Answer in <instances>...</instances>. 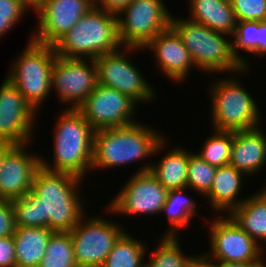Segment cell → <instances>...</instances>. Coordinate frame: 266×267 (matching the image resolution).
Returning a JSON list of instances; mask_svg holds the SVG:
<instances>
[{
	"instance_id": "6da1fadb",
	"label": "cell",
	"mask_w": 266,
	"mask_h": 267,
	"mask_svg": "<svg viewBox=\"0 0 266 267\" xmlns=\"http://www.w3.org/2000/svg\"><path fill=\"white\" fill-rule=\"evenodd\" d=\"M165 137L135 122L94 132L91 170L113 168L142 160L164 150Z\"/></svg>"
},
{
	"instance_id": "d6986e66",
	"label": "cell",
	"mask_w": 266,
	"mask_h": 267,
	"mask_svg": "<svg viewBox=\"0 0 266 267\" xmlns=\"http://www.w3.org/2000/svg\"><path fill=\"white\" fill-rule=\"evenodd\" d=\"M260 126L233 132L229 164L247 175L258 173L266 163V133Z\"/></svg>"
},
{
	"instance_id": "8992f818",
	"label": "cell",
	"mask_w": 266,
	"mask_h": 267,
	"mask_svg": "<svg viewBox=\"0 0 266 267\" xmlns=\"http://www.w3.org/2000/svg\"><path fill=\"white\" fill-rule=\"evenodd\" d=\"M26 46L21 56L14 60L6 78L37 112L51 92V72L57 54L53 45L42 44L32 38Z\"/></svg>"
},
{
	"instance_id": "603a6c76",
	"label": "cell",
	"mask_w": 266,
	"mask_h": 267,
	"mask_svg": "<svg viewBox=\"0 0 266 267\" xmlns=\"http://www.w3.org/2000/svg\"><path fill=\"white\" fill-rule=\"evenodd\" d=\"M52 230L47 227H16V267H38L45 255Z\"/></svg>"
},
{
	"instance_id": "ac0fdd59",
	"label": "cell",
	"mask_w": 266,
	"mask_h": 267,
	"mask_svg": "<svg viewBox=\"0 0 266 267\" xmlns=\"http://www.w3.org/2000/svg\"><path fill=\"white\" fill-rule=\"evenodd\" d=\"M147 48H152L159 70L173 82L184 81L191 67H196L189 51L171 27L160 32L143 49Z\"/></svg>"
},
{
	"instance_id": "ab89813d",
	"label": "cell",
	"mask_w": 266,
	"mask_h": 267,
	"mask_svg": "<svg viewBox=\"0 0 266 267\" xmlns=\"http://www.w3.org/2000/svg\"><path fill=\"white\" fill-rule=\"evenodd\" d=\"M18 1L25 9L29 10L28 8H33L32 10L35 13L40 9L42 6L43 0H16Z\"/></svg>"
},
{
	"instance_id": "30bf717a",
	"label": "cell",
	"mask_w": 266,
	"mask_h": 267,
	"mask_svg": "<svg viewBox=\"0 0 266 267\" xmlns=\"http://www.w3.org/2000/svg\"><path fill=\"white\" fill-rule=\"evenodd\" d=\"M210 224L209 253H203L213 261L245 263L253 267H265L261 258L265 249L261 248L240 226L228 215L216 217ZM263 250V251H262Z\"/></svg>"
},
{
	"instance_id": "52a82bcc",
	"label": "cell",
	"mask_w": 266,
	"mask_h": 267,
	"mask_svg": "<svg viewBox=\"0 0 266 267\" xmlns=\"http://www.w3.org/2000/svg\"><path fill=\"white\" fill-rule=\"evenodd\" d=\"M237 78L216 80L211 88L213 130L242 131L257 128L261 121L256 101Z\"/></svg>"
},
{
	"instance_id": "d590c367",
	"label": "cell",
	"mask_w": 266,
	"mask_h": 267,
	"mask_svg": "<svg viewBox=\"0 0 266 267\" xmlns=\"http://www.w3.org/2000/svg\"><path fill=\"white\" fill-rule=\"evenodd\" d=\"M13 236L0 237V267H16Z\"/></svg>"
},
{
	"instance_id": "f35d334b",
	"label": "cell",
	"mask_w": 266,
	"mask_h": 267,
	"mask_svg": "<svg viewBox=\"0 0 266 267\" xmlns=\"http://www.w3.org/2000/svg\"><path fill=\"white\" fill-rule=\"evenodd\" d=\"M188 267H216L213 260H210L205 255H195L192 261L189 263Z\"/></svg>"
},
{
	"instance_id": "8fae6325",
	"label": "cell",
	"mask_w": 266,
	"mask_h": 267,
	"mask_svg": "<svg viewBox=\"0 0 266 267\" xmlns=\"http://www.w3.org/2000/svg\"><path fill=\"white\" fill-rule=\"evenodd\" d=\"M84 215L70 231L77 267H101L114 243L125 232L118 223Z\"/></svg>"
},
{
	"instance_id": "4fadbf2b",
	"label": "cell",
	"mask_w": 266,
	"mask_h": 267,
	"mask_svg": "<svg viewBox=\"0 0 266 267\" xmlns=\"http://www.w3.org/2000/svg\"><path fill=\"white\" fill-rule=\"evenodd\" d=\"M98 84L94 59L64 58L57 56L52 66L51 89L57 91L67 109H77ZM71 104V105H70Z\"/></svg>"
},
{
	"instance_id": "9a60e30c",
	"label": "cell",
	"mask_w": 266,
	"mask_h": 267,
	"mask_svg": "<svg viewBox=\"0 0 266 267\" xmlns=\"http://www.w3.org/2000/svg\"><path fill=\"white\" fill-rule=\"evenodd\" d=\"M37 113L17 87L5 78L0 86V142L14 145L31 142Z\"/></svg>"
},
{
	"instance_id": "5b68a950",
	"label": "cell",
	"mask_w": 266,
	"mask_h": 267,
	"mask_svg": "<svg viewBox=\"0 0 266 267\" xmlns=\"http://www.w3.org/2000/svg\"><path fill=\"white\" fill-rule=\"evenodd\" d=\"M177 18L171 17L170 27L189 51L196 68L209 74L233 72L235 75L248 71L235 58L231 41L224 37L227 34L213 31L190 19Z\"/></svg>"
},
{
	"instance_id": "9c48e42d",
	"label": "cell",
	"mask_w": 266,
	"mask_h": 267,
	"mask_svg": "<svg viewBox=\"0 0 266 267\" xmlns=\"http://www.w3.org/2000/svg\"><path fill=\"white\" fill-rule=\"evenodd\" d=\"M120 50L101 55L95 59L98 84L128 95L137 104L151 102L156 96L154 88L127 57V53L130 54L132 51L134 53L137 50L143 51V49L121 47Z\"/></svg>"
},
{
	"instance_id": "484cf974",
	"label": "cell",
	"mask_w": 266,
	"mask_h": 267,
	"mask_svg": "<svg viewBox=\"0 0 266 267\" xmlns=\"http://www.w3.org/2000/svg\"><path fill=\"white\" fill-rule=\"evenodd\" d=\"M187 188L170 190L161 213L167 214L171 227L164 235L177 236L179 229L186 227L195 216L196 205L192 198L183 195ZM178 230V231H177Z\"/></svg>"
},
{
	"instance_id": "d4e9b609",
	"label": "cell",
	"mask_w": 266,
	"mask_h": 267,
	"mask_svg": "<svg viewBox=\"0 0 266 267\" xmlns=\"http://www.w3.org/2000/svg\"><path fill=\"white\" fill-rule=\"evenodd\" d=\"M145 244L124 232L114 243L101 267H145L143 260L148 250Z\"/></svg>"
},
{
	"instance_id": "4316f807",
	"label": "cell",
	"mask_w": 266,
	"mask_h": 267,
	"mask_svg": "<svg viewBox=\"0 0 266 267\" xmlns=\"http://www.w3.org/2000/svg\"><path fill=\"white\" fill-rule=\"evenodd\" d=\"M38 267H77L70 232H52Z\"/></svg>"
},
{
	"instance_id": "60d3db41",
	"label": "cell",
	"mask_w": 266,
	"mask_h": 267,
	"mask_svg": "<svg viewBox=\"0 0 266 267\" xmlns=\"http://www.w3.org/2000/svg\"><path fill=\"white\" fill-rule=\"evenodd\" d=\"M14 146L12 143L0 142V169L4 162V157L6 153Z\"/></svg>"
},
{
	"instance_id": "ba28073f",
	"label": "cell",
	"mask_w": 266,
	"mask_h": 267,
	"mask_svg": "<svg viewBox=\"0 0 266 267\" xmlns=\"http://www.w3.org/2000/svg\"><path fill=\"white\" fill-rule=\"evenodd\" d=\"M168 10L163 0H132L117 14L122 47L143 49L160 32L168 29L172 17Z\"/></svg>"
},
{
	"instance_id": "e0dca14e",
	"label": "cell",
	"mask_w": 266,
	"mask_h": 267,
	"mask_svg": "<svg viewBox=\"0 0 266 267\" xmlns=\"http://www.w3.org/2000/svg\"><path fill=\"white\" fill-rule=\"evenodd\" d=\"M29 144L14 145L6 153L0 169V199L21 198L31 191L41 157L26 152Z\"/></svg>"
},
{
	"instance_id": "7402d4cb",
	"label": "cell",
	"mask_w": 266,
	"mask_h": 267,
	"mask_svg": "<svg viewBox=\"0 0 266 267\" xmlns=\"http://www.w3.org/2000/svg\"><path fill=\"white\" fill-rule=\"evenodd\" d=\"M189 4L188 19L227 37L233 35L237 21L230 0H190Z\"/></svg>"
},
{
	"instance_id": "277c9868",
	"label": "cell",
	"mask_w": 266,
	"mask_h": 267,
	"mask_svg": "<svg viewBox=\"0 0 266 267\" xmlns=\"http://www.w3.org/2000/svg\"><path fill=\"white\" fill-rule=\"evenodd\" d=\"M57 56L96 59L119 50L117 14L93 7L54 45Z\"/></svg>"
},
{
	"instance_id": "ffe728a7",
	"label": "cell",
	"mask_w": 266,
	"mask_h": 267,
	"mask_svg": "<svg viewBox=\"0 0 266 267\" xmlns=\"http://www.w3.org/2000/svg\"><path fill=\"white\" fill-rule=\"evenodd\" d=\"M192 152L182 147L168 151L160 162L147 164L140 167L137 173L150 171L152 175L168 190L187 188V171L189 156Z\"/></svg>"
},
{
	"instance_id": "e575fe53",
	"label": "cell",
	"mask_w": 266,
	"mask_h": 267,
	"mask_svg": "<svg viewBox=\"0 0 266 267\" xmlns=\"http://www.w3.org/2000/svg\"><path fill=\"white\" fill-rule=\"evenodd\" d=\"M16 229L12 200L0 199V237H11Z\"/></svg>"
},
{
	"instance_id": "b9f144b4",
	"label": "cell",
	"mask_w": 266,
	"mask_h": 267,
	"mask_svg": "<svg viewBox=\"0 0 266 267\" xmlns=\"http://www.w3.org/2000/svg\"><path fill=\"white\" fill-rule=\"evenodd\" d=\"M216 267H253L252 265L245 263H235V262H223V261H213Z\"/></svg>"
},
{
	"instance_id": "74e56055",
	"label": "cell",
	"mask_w": 266,
	"mask_h": 267,
	"mask_svg": "<svg viewBox=\"0 0 266 267\" xmlns=\"http://www.w3.org/2000/svg\"><path fill=\"white\" fill-rule=\"evenodd\" d=\"M257 57L266 55V20L259 21V30L257 31Z\"/></svg>"
},
{
	"instance_id": "7c38bea8",
	"label": "cell",
	"mask_w": 266,
	"mask_h": 267,
	"mask_svg": "<svg viewBox=\"0 0 266 267\" xmlns=\"http://www.w3.org/2000/svg\"><path fill=\"white\" fill-rule=\"evenodd\" d=\"M136 105L138 104L128 95L97 84L77 110L94 131H98L135 123Z\"/></svg>"
},
{
	"instance_id": "8d00e7d4",
	"label": "cell",
	"mask_w": 266,
	"mask_h": 267,
	"mask_svg": "<svg viewBox=\"0 0 266 267\" xmlns=\"http://www.w3.org/2000/svg\"><path fill=\"white\" fill-rule=\"evenodd\" d=\"M132 0H94V6L107 12L118 14Z\"/></svg>"
},
{
	"instance_id": "2e32d148",
	"label": "cell",
	"mask_w": 266,
	"mask_h": 267,
	"mask_svg": "<svg viewBox=\"0 0 266 267\" xmlns=\"http://www.w3.org/2000/svg\"><path fill=\"white\" fill-rule=\"evenodd\" d=\"M93 7L94 0H43L36 12L39 27L31 38L42 44L54 45Z\"/></svg>"
},
{
	"instance_id": "836d02e7",
	"label": "cell",
	"mask_w": 266,
	"mask_h": 267,
	"mask_svg": "<svg viewBox=\"0 0 266 267\" xmlns=\"http://www.w3.org/2000/svg\"><path fill=\"white\" fill-rule=\"evenodd\" d=\"M26 9L16 0H0V38L18 21Z\"/></svg>"
},
{
	"instance_id": "d6a6232c",
	"label": "cell",
	"mask_w": 266,
	"mask_h": 267,
	"mask_svg": "<svg viewBox=\"0 0 266 267\" xmlns=\"http://www.w3.org/2000/svg\"><path fill=\"white\" fill-rule=\"evenodd\" d=\"M236 21L266 20V0H230Z\"/></svg>"
},
{
	"instance_id": "44dd1931",
	"label": "cell",
	"mask_w": 266,
	"mask_h": 267,
	"mask_svg": "<svg viewBox=\"0 0 266 267\" xmlns=\"http://www.w3.org/2000/svg\"><path fill=\"white\" fill-rule=\"evenodd\" d=\"M243 175H245L243 172L230 164L217 167L211 189L205 195L214 210H218L219 213L228 211V215L244 201L237 200Z\"/></svg>"
},
{
	"instance_id": "f1b7e54d",
	"label": "cell",
	"mask_w": 266,
	"mask_h": 267,
	"mask_svg": "<svg viewBox=\"0 0 266 267\" xmlns=\"http://www.w3.org/2000/svg\"><path fill=\"white\" fill-rule=\"evenodd\" d=\"M205 141L198 155L207 163L215 167L229 164L233 143V131L214 130Z\"/></svg>"
},
{
	"instance_id": "3957f363",
	"label": "cell",
	"mask_w": 266,
	"mask_h": 267,
	"mask_svg": "<svg viewBox=\"0 0 266 267\" xmlns=\"http://www.w3.org/2000/svg\"><path fill=\"white\" fill-rule=\"evenodd\" d=\"M65 109L54 128L53 165L41 157V167L83 179L91 170L95 131L77 109Z\"/></svg>"
},
{
	"instance_id": "1f68e13d",
	"label": "cell",
	"mask_w": 266,
	"mask_h": 267,
	"mask_svg": "<svg viewBox=\"0 0 266 267\" xmlns=\"http://www.w3.org/2000/svg\"><path fill=\"white\" fill-rule=\"evenodd\" d=\"M41 201L31 191L12 200L16 227H42Z\"/></svg>"
},
{
	"instance_id": "4dcf8cb0",
	"label": "cell",
	"mask_w": 266,
	"mask_h": 267,
	"mask_svg": "<svg viewBox=\"0 0 266 267\" xmlns=\"http://www.w3.org/2000/svg\"><path fill=\"white\" fill-rule=\"evenodd\" d=\"M259 30V21H239L236 22L233 33L232 52L235 58L241 63L243 69H249L246 58L241 56L238 49L257 56V31Z\"/></svg>"
},
{
	"instance_id": "cb8c5ba5",
	"label": "cell",
	"mask_w": 266,
	"mask_h": 267,
	"mask_svg": "<svg viewBox=\"0 0 266 267\" xmlns=\"http://www.w3.org/2000/svg\"><path fill=\"white\" fill-rule=\"evenodd\" d=\"M229 215L257 243L266 244V187L244 198Z\"/></svg>"
},
{
	"instance_id": "5bb4252c",
	"label": "cell",
	"mask_w": 266,
	"mask_h": 267,
	"mask_svg": "<svg viewBox=\"0 0 266 267\" xmlns=\"http://www.w3.org/2000/svg\"><path fill=\"white\" fill-rule=\"evenodd\" d=\"M168 190L150 171L133 174L107 206L108 213L118 215L160 214L167 200Z\"/></svg>"
},
{
	"instance_id": "f546056e",
	"label": "cell",
	"mask_w": 266,
	"mask_h": 267,
	"mask_svg": "<svg viewBox=\"0 0 266 267\" xmlns=\"http://www.w3.org/2000/svg\"><path fill=\"white\" fill-rule=\"evenodd\" d=\"M216 169L217 167L205 162L197 153H192L189 156L187 188L205 197L211 189Z\"/></svg>"
},
{
	"instance_id": "83f0119b",
	"label": "cell",
	"mask_w": 266,
	"mask_h": 267,
	"mask_svg": "<svg viewBox=\"0 0 266 267\" xmlns=\"http://www.w3.org/2000/svg\"><path fill=\"white\" fill-rule=\"evenodd\" d=\"M177 237L164 235L145 267H188L195 256L182 253Z\"/></svg>"
},
{
	"instance_id": "7a4b0ae2",
	"label": "cell",
	"mask_w": 266,
	"mask_h": 267,
	"mask_svg": "<svg viewBox=\"0 0 266 267\" xmlns=\"http://www.w3.org/2000/svg\"><path fill=\"white\" fill-rule=\"evenodd\" d=\"M81 182V178L69 173L52 172L42 167L36 171L31 192L42 202V227L70 232L77 225L85 215L82 196H79Z\"/></svg>"
}]
</instances>
